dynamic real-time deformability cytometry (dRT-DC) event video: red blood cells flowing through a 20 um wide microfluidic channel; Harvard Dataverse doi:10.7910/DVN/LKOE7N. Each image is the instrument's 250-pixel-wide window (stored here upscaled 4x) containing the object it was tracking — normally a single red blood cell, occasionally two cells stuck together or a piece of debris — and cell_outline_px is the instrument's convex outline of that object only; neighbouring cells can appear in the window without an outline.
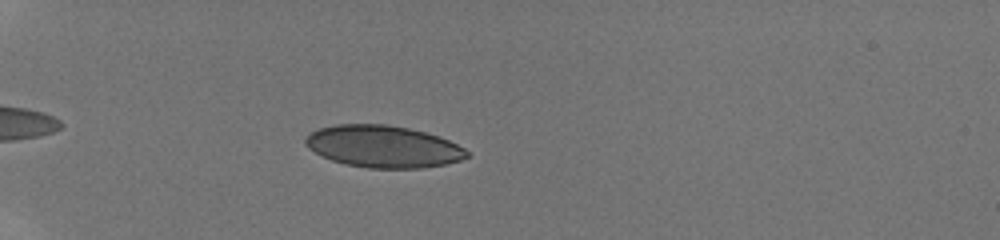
{"species": "human", "species_latin": "Homo sapiens", "temperature_condition": "room temperature", "stored_images_in_passage": 16, "camera_frame_rate_fps": 3000, "um_per_image_px": 0.085, "donor": {"sex": "male"}, "frame": {"image": 1, "passage_image": 6, "time_ms": 1.667, "image_size_px": [1000, 240], "cell_outline_px": [[472, 156], [460, 160], [444, 164], [420, 168], [368, 168], [344, 164], [332, 160], [308, 148], [304, 140], [304, 136], [308, 132], [320, 128], [336, 124], [388, 124], [408, 128], [424, 132], [448, 140], [464, 148]], "centroid_in_image_um": [32.54, 12.45], "position_along_channel_um": 52.5, "area_um2": 39.48}}
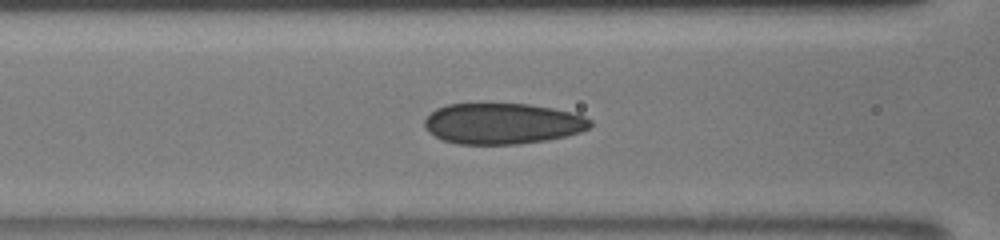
{"frame": {"image": 2, "passage_image": 13, "time_ms": 4.333, "image_size_px": [1000, 240], "cell_outline_px": [[592, 124], [588, 128], [580, 132], [564, 136], [544, 140], [516, 144], [460, 144], [444, 140], [428, 132], [424, 128], [424, 120], [436, 108], [448, 104], [528, 104], [552, 108], [584, 116], [592, 120]], "centroid_in_image_um": [42.68, 10.5], "position_along_channel_um": 123.9, "area_um2": 39.19}}
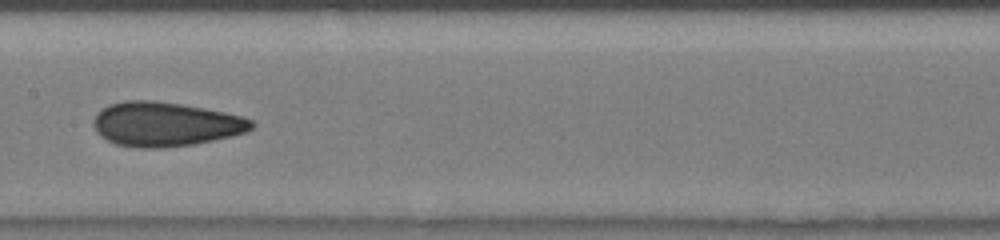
{"frame": {"image": 3, "passage_image": 15, "time_ms": 6.0, "image_size_px": [1000, 240], "cell_outline_px": [[256, 124], [248, 132], [232, 136], [192, 144], [160, 148], [140, 148], [116, 144], [100, 136], [96, 132], [92, 124], [92, 120], [96, 112], [100, 108], [108, 104], [124, 100], [152, 100], [184, 104], [244, 116], [252, 120]], "centroid_in_image_um": [14.03, 10.54], "position_along_channel_um": 193.4, "area_um2": 41.27}}